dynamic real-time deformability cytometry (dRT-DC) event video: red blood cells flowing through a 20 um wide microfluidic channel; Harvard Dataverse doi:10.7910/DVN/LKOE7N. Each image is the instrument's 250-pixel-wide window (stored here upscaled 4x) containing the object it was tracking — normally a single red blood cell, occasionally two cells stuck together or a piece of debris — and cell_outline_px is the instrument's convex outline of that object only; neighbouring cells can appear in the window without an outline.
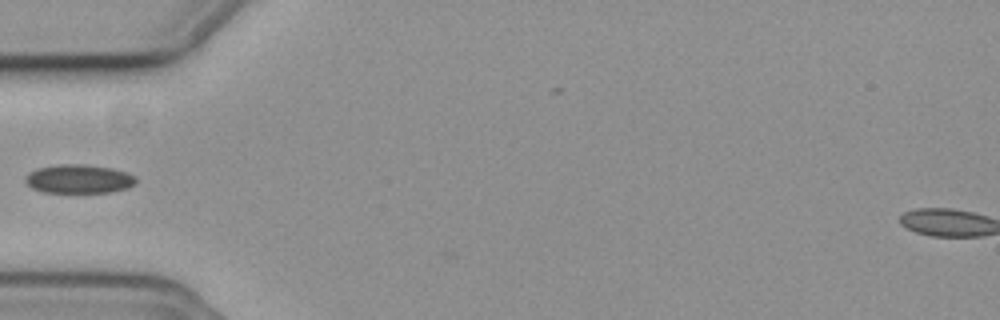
{"species": "common noctule bat (a hibernating species)", "species_latin": "Nyctalus noctula", "temperature_condition": "cold", "stored_images_in_passage": 5, "camera_frame_rate_fps": 3000, "um_per_image_px": 0.085, "animal": {"sex": "female", "body_mass_g": 19.3, "forearm_length_mm": 54.1}, "frame": {"image": 1, "passage_image": 1, "time_ms": 0.0, "image_size_px": [1000, 320], "cell_outline_px": [[136, 184], [128, 188], [108, 192], [44, 192], [32, 188], [24, 180], [24, 176], [28, 172], [36, 168], [60, 164], [84, 164], [112, 168], [136, 176]], "centroid_in_image_um": [6.68, 15.2], "position_along_channel_um": 78.3, "area_um2": 18.61}}